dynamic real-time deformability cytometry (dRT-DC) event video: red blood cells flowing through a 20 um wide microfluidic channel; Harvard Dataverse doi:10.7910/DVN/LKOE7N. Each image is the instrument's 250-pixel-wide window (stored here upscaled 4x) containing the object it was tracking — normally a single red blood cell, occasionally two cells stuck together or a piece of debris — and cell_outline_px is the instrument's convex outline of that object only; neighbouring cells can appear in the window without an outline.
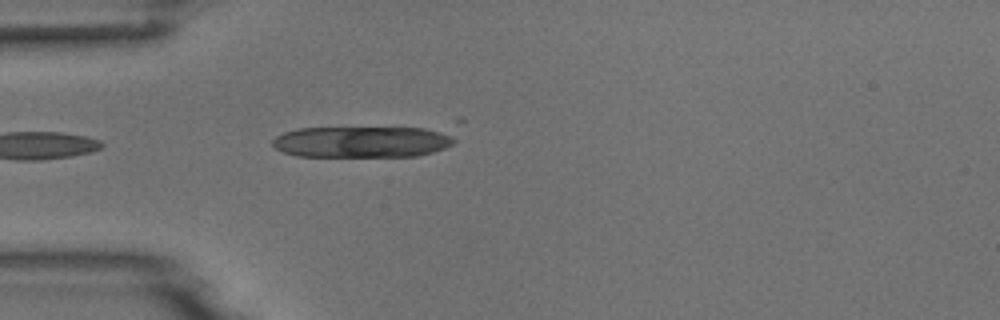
{"species": "common noctule bat (a hibernating species)", "species_latin": "Nyctalus noctula", "temperature_condition": "room temperature", "stored_images_in_passage": 1, "camera_frame_rate_fps": 3000, "um_per_image_px": 0.085, "animal": {"sex": "male", "body_mass_g": 18.8}, "frame": {"image": 1, "passage_image": 1, "time_ms": 0.0, "image_size_px": [1000, 320], "cell_outline_px": [[456, 140], [452, 144], [444, 148], [432, 152], [416, 156], [296, 156], [284, 152], [276, 148], [272, 144], [272, 140], [276, 136], [284, 132], [300, 128], [424, 128], [440, 132]], "centroid_in_image_um": [30.7, 12.06], "position_along_channel_um": 54.3, "area_um2": 32.66}}